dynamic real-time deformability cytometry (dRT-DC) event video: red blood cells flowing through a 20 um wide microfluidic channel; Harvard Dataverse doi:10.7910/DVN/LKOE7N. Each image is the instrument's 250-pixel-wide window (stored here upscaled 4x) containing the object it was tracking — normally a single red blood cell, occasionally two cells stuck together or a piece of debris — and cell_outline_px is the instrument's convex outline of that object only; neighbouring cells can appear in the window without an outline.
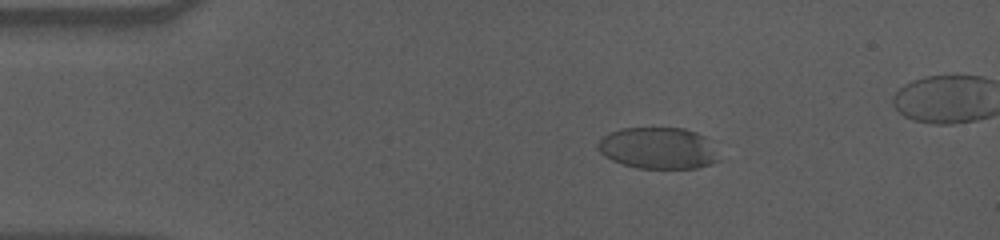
{"species": "human", "species_latin": "Homo sapiens", "temperature_condition": "cold", "stored_images_in_passage": 55, "camera_frame_rate_fps": 3000, "um_per_image_px": 0.085, "donor": {"sex": "male"}, "frame": {"image": 1, "passage_image": 10, "time_ms": 3.0, "image_size_px": [1000, 240], "cell_outline_px": [[720, 160], [712, 164], [696, 168], [636, 168], [612, 160], [604, 156], [600, 152], [596, 144], [608, 132], [620, 128], [684, 128], [696, 132], [704, 136]], "centroid_in_image_um": [55.9, 12.59], "position_along_channel_um": 29.1, "area_um2": 29.13}}
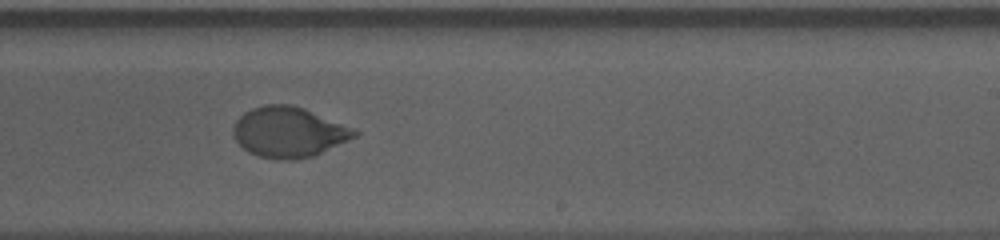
{"frame": {"image": 2, "passage_image": 35, "time_ms": 11.333, "image_size_px": [1000, 240], "cell_outline_px": [[360, 132], [356, 136], [348, 140], [312, 156], [292, 160], [276, 160], [260, 156], [248, 152], [232, 136], [232, 128], [236, 120], [244, 112], [252, 108], [264, 104], [292, 104], [304, 108], [352, 128]], "centroid_in_image_um": [24.49, 11.22], "position_along_channel_um": 264.5, "area_um2": 35.43}}
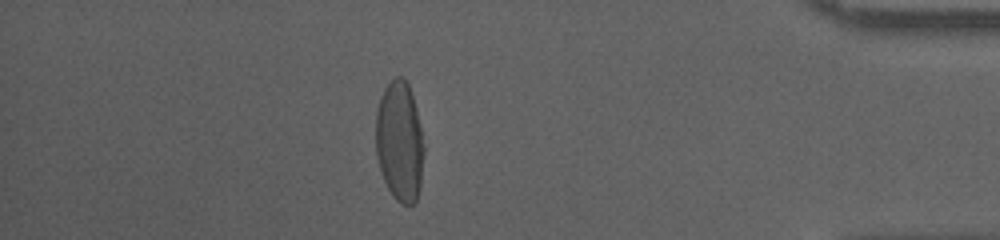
{"frame": {"image": 3, "passage_image": 50, "time_ms": 16.333, "image_size_px": [1000, 240], "cell_outline_px": [[424, 152], [420, 188], [416, 200], [412, 204], [404, 204], [396, 200], [392, 196], [384, 180], [380, 168], [376, 152], [376, 112], [380, 96], [384, 88], [396, 76], [400, 76], [408, 84], [416, 108], [424, 148]], "centroid_in_image_um": [33.96, 12.04], "position_along_channel_um": 401.2, "area_um2": 33.52}, "authors_computed_cell_mechanics": {"area_um2": 34.391, "velocity_mm_per_s": 3.5379, "shape_relaxation_time_tau1_ms": 4.9167, "shape_relaxation_time_tau2_ms": null, "deformation_change_tau1": 0.1886, "deformation_change_tau2": null}}